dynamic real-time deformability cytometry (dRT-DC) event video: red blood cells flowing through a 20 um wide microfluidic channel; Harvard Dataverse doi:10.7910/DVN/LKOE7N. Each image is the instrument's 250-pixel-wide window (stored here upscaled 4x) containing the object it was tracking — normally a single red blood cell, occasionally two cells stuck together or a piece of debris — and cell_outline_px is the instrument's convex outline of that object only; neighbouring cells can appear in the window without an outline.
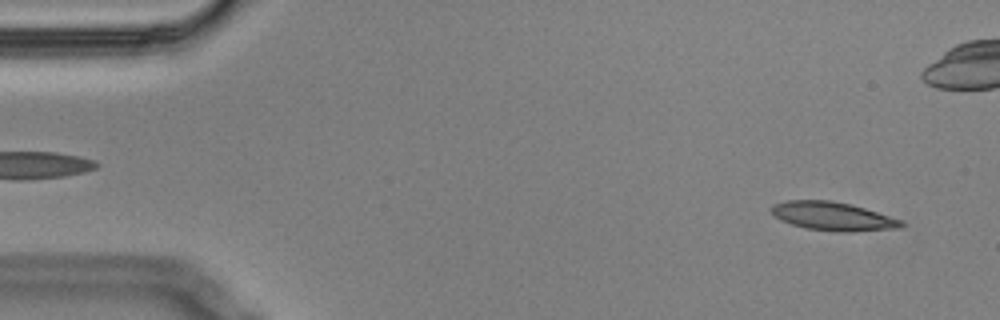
{"species": "Egyptian fruit bat (a non-hibernating species)", "species_latin": "Rousettus aegyptiacus", "temperature_condition": "cold", "stored_images_in_passage": 57, "camera_frame_rate_fps": 3000, "um_per_image_px": 0.085, "animal": {"sex": "male"}, "frame": {"image": 1, "passage_image": 3, "time_ms": 0.667, "image_size_px": [1000, 320], "cell_outline_px": [[904, 224], [900, 228], [852, 232], [836, 232], [804, 228], [780, 220], [772, 212], [772, 204], [788, 200], [832, 200], [852, 204], [904, 220]], "centroid_in_image_um": [70.83, 18.38], "position_along_channel_um": 14.2, "area_um2": 21.85}}
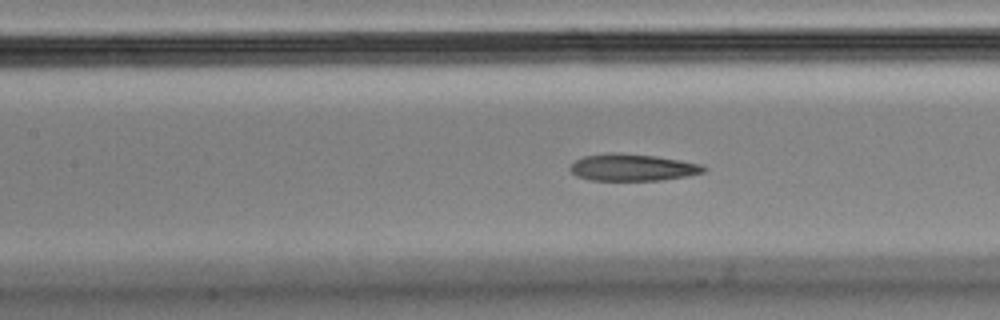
{"frame": {"image": 2, "passage_image": 24, "time_ms": 7.667, "image_size_px": [1000, 320], "cell_outline_px": [[708, 168], [704, 172], [684, 176], [660, 180], [588, 180], [576, 176], [568, 168], [576, 160], [584, 156], [608, 152], [616, 152], [656, 156], [680, 160], [700, 164]], "centroid_in_image_um": [53.73, 14.22], "position_along_channel_um": 153.7, "area_um2": 20.92}}
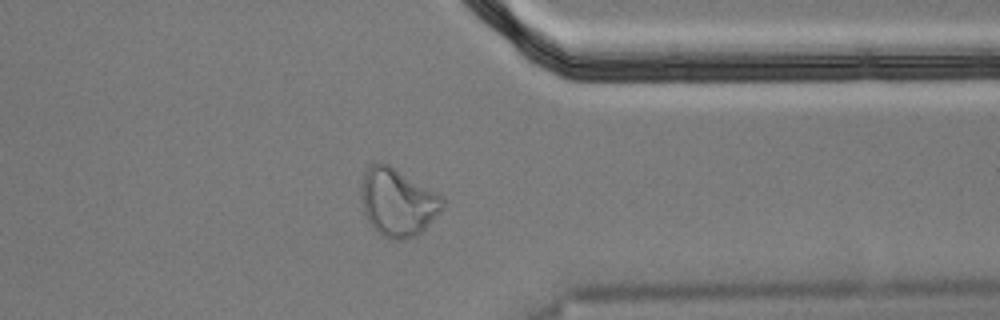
{"frame": {"image": 3, "passage_image": 44, "time_ms": 14.333, "image_size_px": [1000, 320], "cell_outline_px": [[444, 208], [416, 236], [404, 240], [392, 240], [384, 236], [368, 220], [364, 212], [360, 196], [360, 192], [364, 172], [372, 164], [388, 164], [444, 196]], "centroid_in_image_um": [33.82, 17.19], "position_along_channel_um": 377.6, "area_um2": 31.85}, "authors_computed_cell_mechanics": {"area_um2": 21.8484, "velocity_mm_per_s": 3.4519, "shape_relaxation_time_tau1_ms": null, "shape_relaxation_time_tau2_ms": 2.6637, "deformation_change_tau1": null, "deformation_change_tau2": 0.1092}}